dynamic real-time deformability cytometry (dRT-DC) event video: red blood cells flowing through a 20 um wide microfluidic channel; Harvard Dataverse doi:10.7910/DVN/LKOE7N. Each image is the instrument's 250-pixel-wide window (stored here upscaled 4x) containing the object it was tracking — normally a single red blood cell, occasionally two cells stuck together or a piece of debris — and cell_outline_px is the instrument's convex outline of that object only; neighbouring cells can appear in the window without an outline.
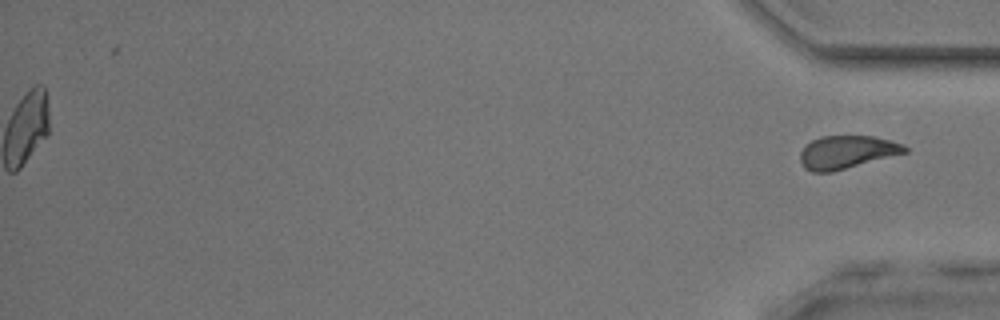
{"species": "common noctule bat (a hibernating species)", "species_latin": "Nyctalus noctula", "temperature_condition": "room temperature", "stored_images_in_passage": 37, "segment_of_instrument_passage": [2, 2], "camera_frame_rate_fps": 3000, "um_per_image_px": 0.085, "animal": {"sex": "male", "body_mass_g": 17.9, "forearm_length_mm": 54.2}, "frame": {"image": 1, "passage_image": 37, "time_ms": 12.0, "image_size_px": [1000, 320], "cell_outline_px": [[908, 152], [832, 172], [812, 172], [804, 168], [800, 160], [800, 152], [812, 140], [820, 136], [872, 136], [888, 140], [900, 144], [908, 148]], "centroid_in_image_um": [71.95, 12.94], "position_along_channel_um": 363.2, "area_um2": 19.94}}